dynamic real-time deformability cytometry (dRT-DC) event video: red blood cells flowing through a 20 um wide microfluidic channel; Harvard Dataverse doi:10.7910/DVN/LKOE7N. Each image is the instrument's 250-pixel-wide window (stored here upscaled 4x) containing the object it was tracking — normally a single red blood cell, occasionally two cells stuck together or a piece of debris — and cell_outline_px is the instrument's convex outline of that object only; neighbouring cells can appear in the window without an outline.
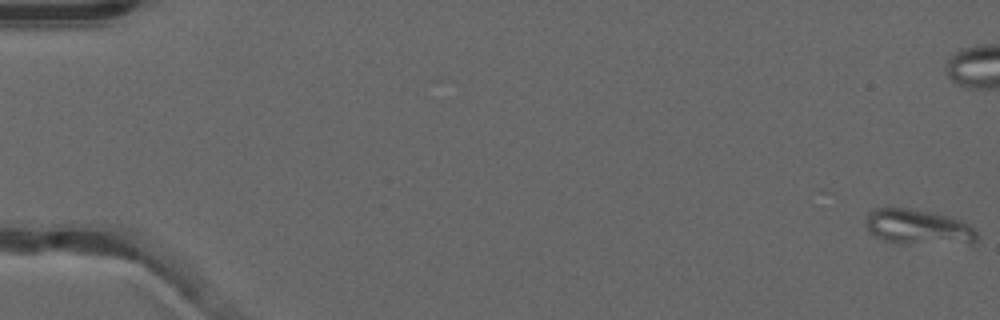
{"species": "common noctule bat (a hibernating species)", "species_latin": "Nyctalus noctula", "temperature_condition": "warm", "stored_images_in_passage": 43, "camera_frame_rate_fps": 3000, "um_per_image_px": 0.085, "animal": {"sex": "male", "forearm_length_mm": 52.5}, "frame": {"image": 1, "passage_image": 1, "time_ms": 0.0, "image_size_px": [1000, 320], "cell_outline_px": [[980, 236], [976, 240], [968, 244], [884, 240], [876, 236], [868, 228], [868, 212], [872, 208], [908, 208], [948, 216], [960, 220], [968, 224]], "centroid_in_image_um": [78.1, 19.26], "position_along_channel_um": 6.9, "area_um2": 21.79}}
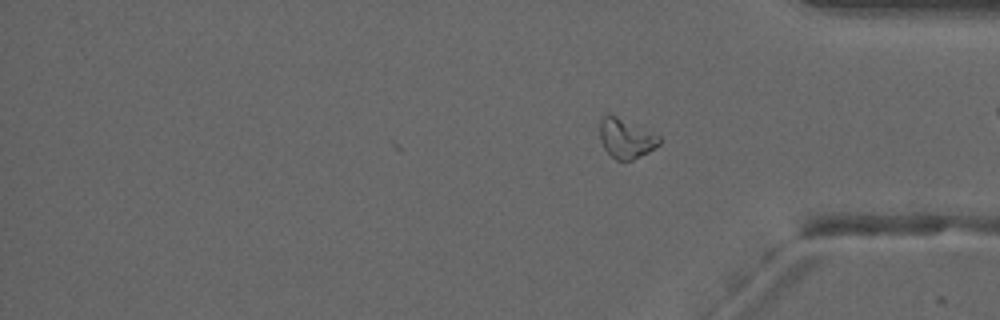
{"frame": {"image": 2, "passage_image": 43, "time_ms": 14.0, "image_size_px": [1000, 320], "cell_outline_px": [[660, 144], [648, 152], [624, 164], [616, 160], [604, 148], [600, 140], [600, 120], [604, 116], [616, 116], [660, 136]], "centroid_in_image_um": [53.2, 11.82], "position_along_channel_um": 382.0, "area_um2": 13.58}}